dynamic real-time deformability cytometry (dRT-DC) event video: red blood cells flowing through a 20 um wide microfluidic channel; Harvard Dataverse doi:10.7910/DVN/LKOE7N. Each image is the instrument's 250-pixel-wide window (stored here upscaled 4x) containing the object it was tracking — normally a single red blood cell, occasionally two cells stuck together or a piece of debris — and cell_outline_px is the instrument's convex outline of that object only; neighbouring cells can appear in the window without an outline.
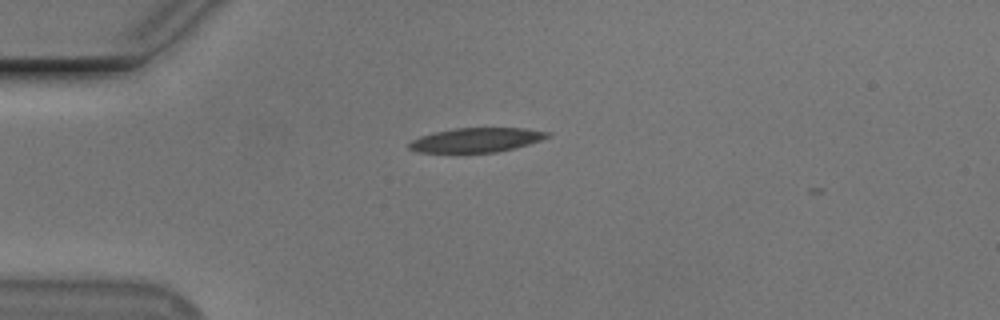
{"species": "Egyptian fruit bat (a non-hibernating species)", "species_latin": "Rousettus aegyptiacus", "temperature_condition": "cold", "stored_images_in_passage": 2, "camera_frame_rate_fps": 3000, "um_per_image_px": 0.085, "animal": {"sex": "male"}, "frame": {"image": 1, "passage_image": 1, "time_ms": 0.0, "image_size_px": [1000, 320], "cell_outline_px": [[552, 132], [548, 136], [540, 140], [528, 144], [496, 152], [420, 152], [408, 148], [408, 144], [412, 140], [420, 136], [432, 132], [456, 128], [524, 128]], "centroid_in_image_um": [40.47, 11.89], "position_along_channel_um": 44.5, "area_um2": 19.42}}